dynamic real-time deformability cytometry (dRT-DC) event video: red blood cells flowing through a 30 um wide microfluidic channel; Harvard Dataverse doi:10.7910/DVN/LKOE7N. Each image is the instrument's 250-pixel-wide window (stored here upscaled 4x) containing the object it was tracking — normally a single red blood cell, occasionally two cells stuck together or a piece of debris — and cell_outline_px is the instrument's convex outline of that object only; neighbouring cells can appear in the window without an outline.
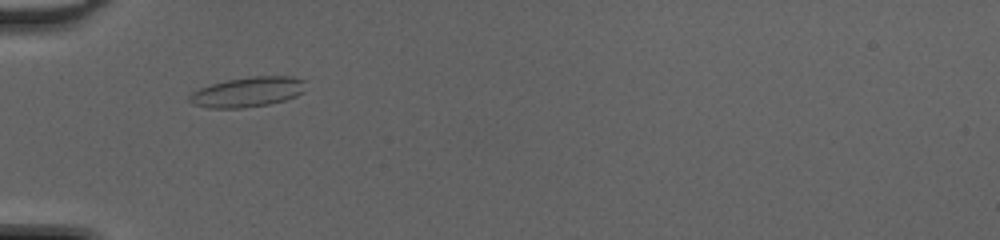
{"species": "common noctule bat (a hibernating species)", "species_latin": "Nyctalus noctula", "temperature_condition": "cold", "stored_images_in_passage": 41, "camera_frame_rate_fps": 3000, "um_per_image_px": 0.085, "animal": {"sex": "female", "body_mass_g": 20.0, "forearm_length_mm": 54.0}, "frame": {"image": 1, "passage_image": 9, "time_ms": 2.667, "image_size_px": [1000, 240], "cell_outline_px": [[308, 80], [304, 92], [296, 96], [284, 100], [268, 104], [244, 108], [208, 108], [192, 104], [188, 100], [188, 96], [192, 92], [200, 88], [212, 84], [228, 80], [252, 76], [292, 76]], "centroid_in_image_um": [21.09, 7.81], "position_along_channel_um": 63.9, "area_um2": 20.52}}
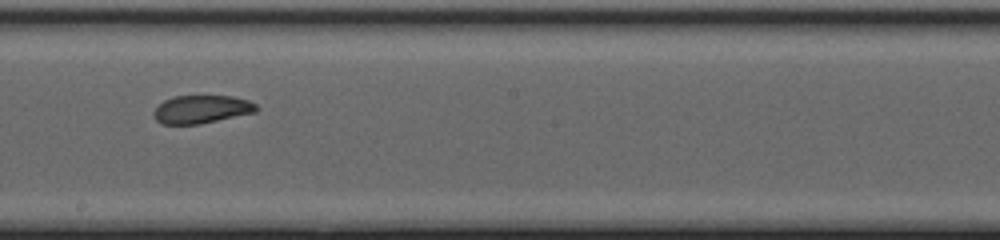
{"frame": {"image": 2, "passage_image": 21, "time_ms": 6.667, "image_size_px": [1000, 240], "cell_outline_px": [[260, 108], [256, 112], [200, 124], [160, 124], [152, 116], [152, 112], [164, 100], [172, 96], [232, 96], [248, 100], [256, 104]], "centroid_in_image_um": [17.12, 9.29], "position_along_channel_um": 231.1, "area_um2": 16.94}}
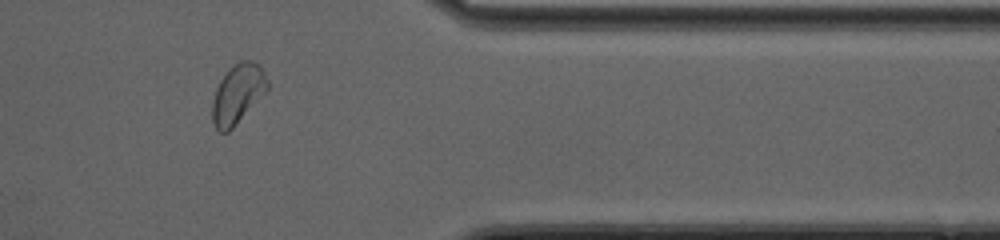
{"frame": {"image": 3, "passage_image": 33, "time_ms": 10.667, "image_size_px": [1000, 240], "cell_outline_px": [[268, 92], [228, 132], [220, 132], [216, 128], [212, 120], [212, 100], [216, 88], [220, 80], [240, 60], [252, 60], [260, 64], [268, 80]], "centroid_in_image_um": [20.24, 7.99], "position_along_channel_um": 391.2, "area_um2": 19.13}, "authors_computed_cell_mechanics": {"area_um2": 19.2474, "velocity_mm_per_s": 4.3092, "shape_relaxation_time_tau1_ms": null, "shape_relaxation_time_tau2_ms": 2.1857, "deformation_change_tau1": null, "deformation_change_tau2": 0.0736}}